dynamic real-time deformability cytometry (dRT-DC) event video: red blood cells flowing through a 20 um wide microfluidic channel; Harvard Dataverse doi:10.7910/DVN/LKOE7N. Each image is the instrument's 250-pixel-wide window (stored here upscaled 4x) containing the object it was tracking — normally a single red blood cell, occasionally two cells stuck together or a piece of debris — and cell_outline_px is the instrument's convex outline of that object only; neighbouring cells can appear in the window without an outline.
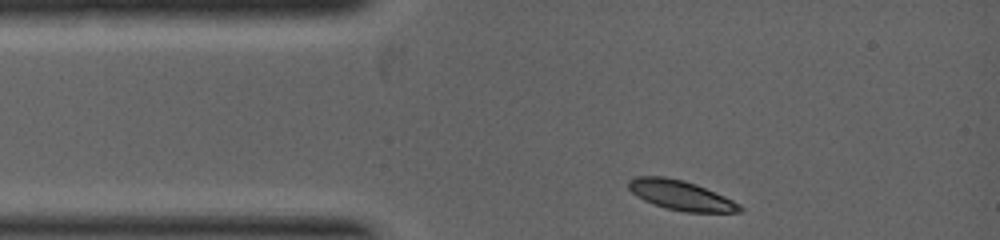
{"species": "common noctule bat (a hibernating species)", "species_latin": "Nyctalus noctula", "temperature_condition": "warm", "stored_images_in_passage": 11, "camera_frame_rate_fps": 5000, "um_per_image_px": 0.085, "animal": {"sex": "female", "body_mass_g": 19.0, "forearm_length_mm": 53.3}, "frame": {"image": 1, "passage_image": 1, "time_ms": 0.0, "image_size_px": [1000, 240], "cell_outline_px": [[744, 208], [740, 212], [684, 212], [668, 208], [644, 200], [632, 192], [628, 188], [628, 180], [632, 176], [664, 176], [684, 180], [696, 184], [724, 196], [740, 204]], "centroid_in_image_um": [57.86, 16.58], "position_along_channel_um": 27.1, "area_um2": 19.13}}
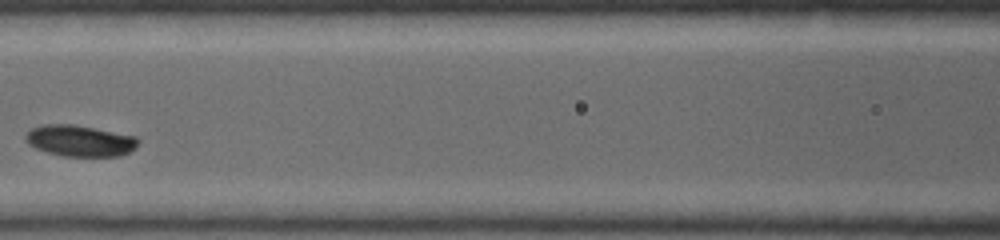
{"frame": {"image": 2, "passage_image": 7, "time_ms": 2.2, "image_size_px": [1000, 240], "cell_outline_px": [[140, 140], [136, 148], [120, 156], [64, 156], [48, 152], [36, 148], [28, 144], [24, 140], [24, 136], [32, 128], [44, 124], [72, 124], [136, 136]], "centroid_in_image_um": [6.79, 11.96], "position_along_channel_um": 159.8, "area_um2": 20.46}}
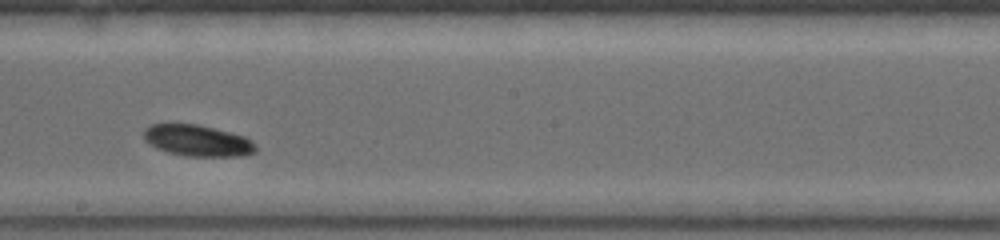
{"frame": {"image": 3, "passage_image": 10, "time_ms": 3.2, "image_size_px": [1000, 240], "cell_outline_px": [[256, 152], [244, 156], [184, 156], [168, 152], [156, 148], [144, 140], [144, 128], [152, 124], [196, 124], [244, 136], [256, 144]], "centroid_in_image_um": [16.78, 11.96], "position_along_channel_um": 231.4, "area_um2": 20.35}}